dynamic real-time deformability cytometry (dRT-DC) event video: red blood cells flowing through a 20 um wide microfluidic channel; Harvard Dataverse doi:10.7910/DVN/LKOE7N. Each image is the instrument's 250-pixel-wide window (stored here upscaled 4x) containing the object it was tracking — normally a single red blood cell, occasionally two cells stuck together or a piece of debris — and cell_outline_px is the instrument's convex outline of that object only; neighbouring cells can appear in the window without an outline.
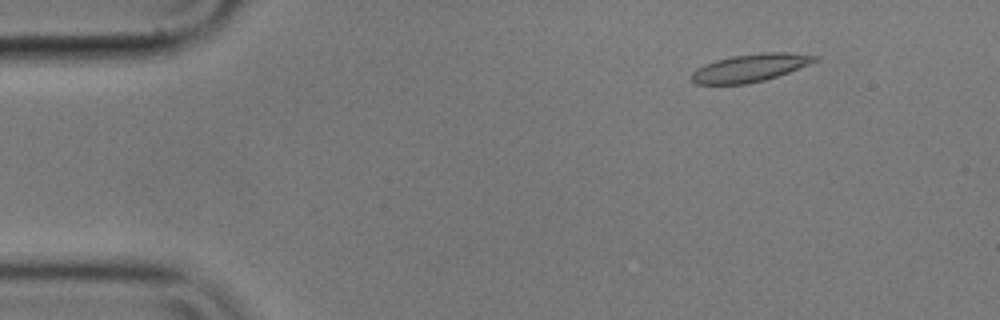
{"species": "common noctule bat (a hibernating species)", "species_latin": "Nyctalus noctula", "temperature_condition": "cold", "stored_images_in_passage": 4, "camera_frame_rate_fps": 3000, "um_per_image_px": 0.085, "animal": {"sex": "male", "body_mass_g": 17.9}, "frame": {"image": 1, "passage_image": 2, "time_ms": 0.333, "image_size_px": [1000, 320], "cell_outline_px": [[820, 60], [788, 72], [764, 80], [748, 84], [696, 84], [692, 80], [692, 72], [696, 68], [704, 64], [716, 60], [732, 56], [760, 52], [788, 52], [820, 56]], "centroid_in_image_um": [63.78, 5.75], "position_along_channel_um": 21.2, "area_um2": 20.0}}